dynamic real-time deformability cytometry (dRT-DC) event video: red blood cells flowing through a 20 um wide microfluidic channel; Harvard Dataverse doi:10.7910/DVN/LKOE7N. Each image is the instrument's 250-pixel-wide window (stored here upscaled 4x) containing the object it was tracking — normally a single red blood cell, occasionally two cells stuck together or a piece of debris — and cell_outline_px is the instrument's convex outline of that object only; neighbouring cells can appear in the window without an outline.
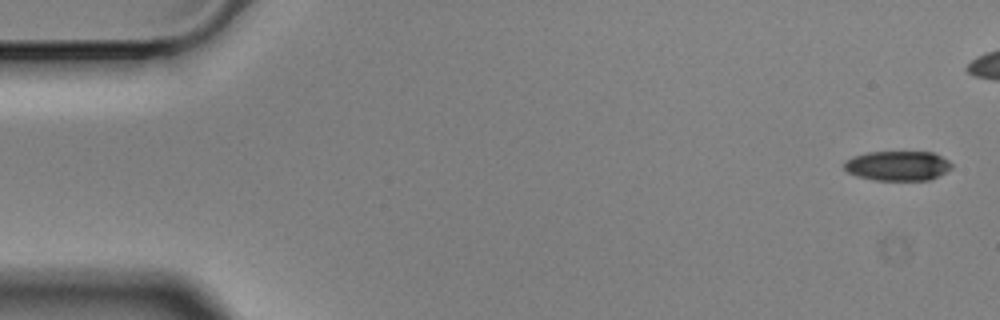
{"species": "Egyptian fruit bat (a non-hibernating species)", "species_latin": "Rousettus aegyptiacus", "temperature_condition": "cold", "stored_images_in_passage": 3, "camera_frame_rate_fps": 3000, "um_per_image_px": 0.085, "animal": {"sex": "male"}, "frame": {"image": 1, "passage_image": 1, "time_ms": 0.0, "image_size_px": [1000, 320], "cell_outline_px": [[952, 168], [928, 180], [872, 180], [856, 176], [848, 172], [844, 168], [844, 164], [852, 156], [868, 152], [932, 152], [948, 160], [952, 164]], "centroid_in_image_um": [76.28, 14.09], "position_along_channel_um": 8.7, "area_um2": 18.5}}